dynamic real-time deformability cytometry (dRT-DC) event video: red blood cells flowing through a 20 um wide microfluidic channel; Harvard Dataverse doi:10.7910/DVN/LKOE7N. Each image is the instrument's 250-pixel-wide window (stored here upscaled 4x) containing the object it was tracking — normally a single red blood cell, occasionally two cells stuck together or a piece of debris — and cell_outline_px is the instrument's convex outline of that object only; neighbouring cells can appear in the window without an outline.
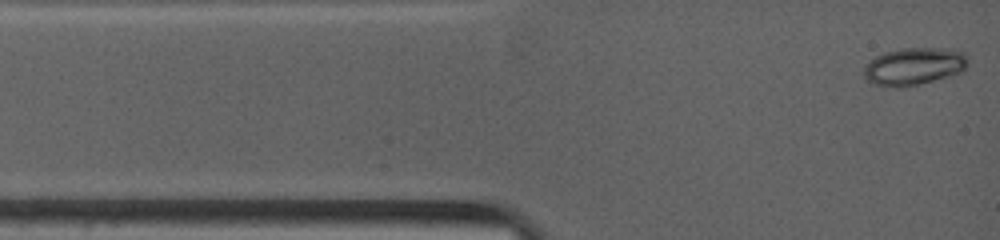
{"species": "common noctule bat (a hibernating species)", "species_latin": "Nyctalus noctula", "temperature_condition": "warm", "stored_images_in_passage": 72, "camera_frame_rate_fps": 4500, "um_per_image_px": 0.085, "animal": {"sex": "female", "body_mass_g": 19.0, "forearm_length_mm": 53.3}, "frame": {"image": 1, "passage_image": 1, "time_ms": 0.0, "image_size_px": [1000, 240], "cell_outline_px": [[964, 72], [920, 84], [904, 88], [896, 88], [876, 84], [864, 80], [864, 64], [876, 56], [884, 52], [900, 48], [952, 48], [964, 52]], "centroid_in_image_um": [77.64, 5.64], "position_along_channel_um": 7.4, "area_um2": 22.89}}
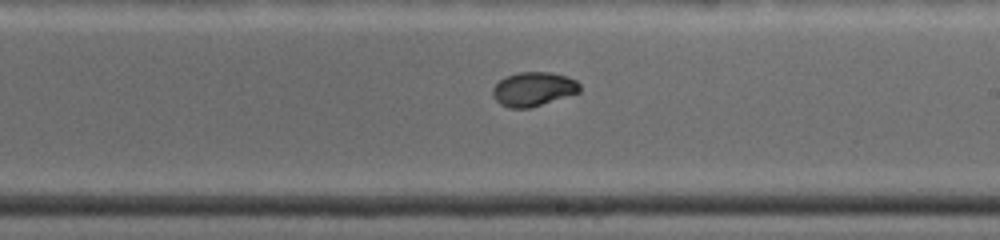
{"frame": {"image": 2, "passage_image": 40, "time_ms": 7.111, "image_size_px": [1000, 240], "cell_outline_px": [[580, 92], [532, 108], [508, 108], [500, 104], [492, 96], [492, 88], [504, 76], [520, 72], [552, 72], [568, 76], [576, 80], [580, 84]], "centroid_in_image_um": [45.34, 7.57], "position_along_channel_um": 243.7, "area_um2": 17.57}}
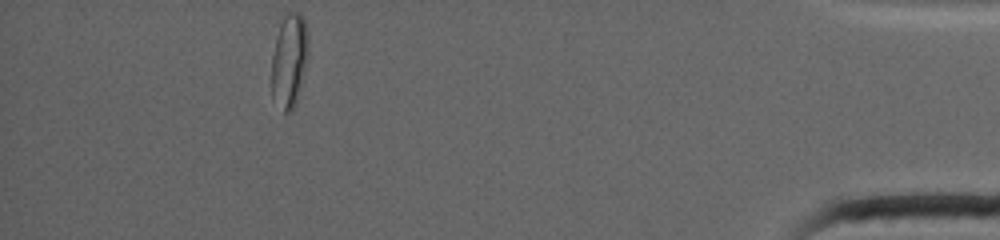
{"frame": {"image": 3, "passage_image": 72, "time_ms": 13.333, "image_size_px": [1000, 240], "cell_outline_px": [[308, 60], [296, 104], [292, 112], [284, 112], [272, 96], [272, 56], [280, 24], [284, 16], [288, 12], [300, 12], [304, 16], [308, 36]], "centroid_in_image_um": [24.62, 5.14], "position_along_channel_um": 410.6, "area_um2": 20.23}, "authors_computed_cell_mechanics": {"area_um2": 17.7446, "velocity_mm_per_s": 3.928, "shape_relaxation_time_tau1_ms": 7.659, "shape_relaxation_time_tau2_ms": null, "deformation_change_tau1": 0.2277, "deformation_change_tau2": null}}